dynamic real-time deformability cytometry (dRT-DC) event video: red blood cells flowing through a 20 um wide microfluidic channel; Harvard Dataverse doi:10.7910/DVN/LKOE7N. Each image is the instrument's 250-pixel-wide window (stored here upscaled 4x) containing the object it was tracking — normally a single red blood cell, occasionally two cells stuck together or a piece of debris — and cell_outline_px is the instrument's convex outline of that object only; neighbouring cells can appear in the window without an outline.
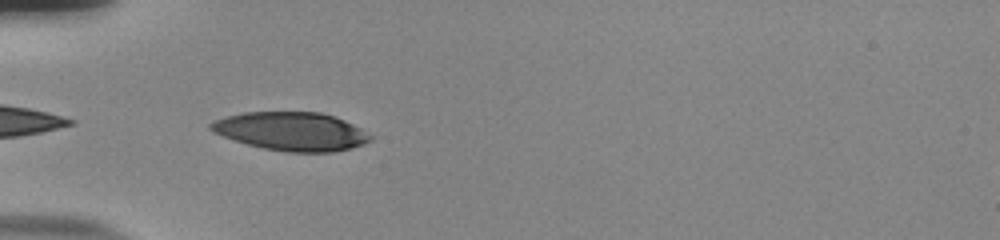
{"species": "human", "species_latin": "Homo sapiens", "temperature_condition": "room temperature", "stored_images_in_passage": 21, "camera_frame_rate_fps": 3000, "um_per_image_px": 0.085, "donor": {"sex": "male"}, "frame": {"image": 1, "passage_image": 1, "time_ms": 0.0, "image_size_px": [1000, 240], "cell_outline_px": [[372, 140], [364, 144], [352, 148], [332, 152], [288, 152], [264, 148], [248, 144], [212, 132], [208, 128], [208, 124], [216, 120], [228, 116], [244, 112], [320, 112], [344, 120], [360, 128], [372, 136]], "centroid_in_image_um": [24.78, 11.17], "position_along_channel_um": 60.2, "area_um2": 35.55}}
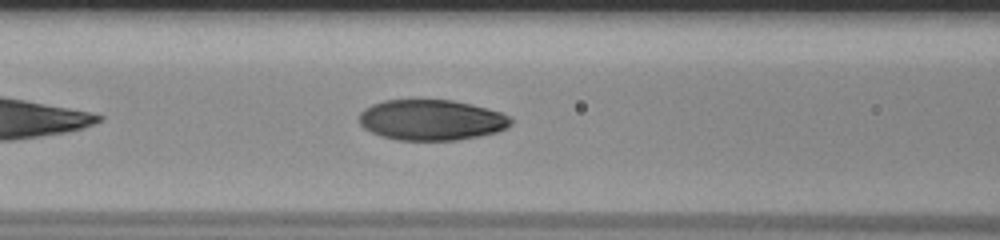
{"frame": {"image": 2, "passage_image": 7, "time_ms": 2.0, "image_size_px": [1000, 240], "cell_outline_px": [[512, 124], [496, 132], [480, 136], [456, 140], [396, 140], [380, 136], [364, 128], [360, 124], [360, 112], [364, 108], [372, 104], [384, 100], [452, 100], [472, 104], [500, 112], [508, 116], [512, 120]], "centroid_in_image_um": [36.65, 10.2], "position_along_channel_um": 130.0, "area_um2": 35.89}}